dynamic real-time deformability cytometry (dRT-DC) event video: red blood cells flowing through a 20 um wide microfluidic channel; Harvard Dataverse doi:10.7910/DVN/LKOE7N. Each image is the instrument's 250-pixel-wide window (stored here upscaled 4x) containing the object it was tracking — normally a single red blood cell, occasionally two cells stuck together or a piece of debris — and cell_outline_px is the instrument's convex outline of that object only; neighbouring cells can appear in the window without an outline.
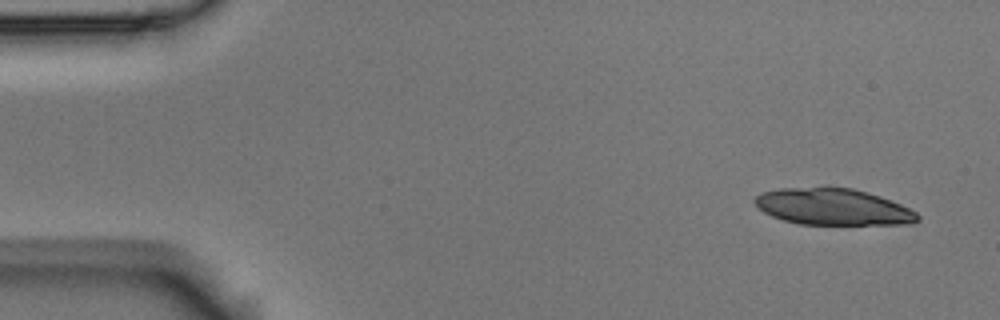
{"species": "Egyptian fruit bat (a non-hibernating species)", "species_latin": "Rousettus aegyptiacus", "temperature_condition": "room temperature", "stored_images_in_passage": 19, "camera_frame_rate_fps": 3000, "um_per_image_px": 0.085, "animal": {"sex": "male"}, "frame": {"image": 1, "passage_image": 1, "time_ms": 0.0, "image_size_px": [1000, 320], "cell_outline_px": [[920, 220], [908, 224], [800, 224], [784, 220], [772, 216], [764, 212], [752, 200], [760, 192], [780, 188], [828, 184], [852, 188], [868, 192], [880, 196], [900, 204], [916, 212], [920, 216]], "centroid_in_image_um": [70.77, 17.53], "position_along_channel_um": 14.2, "area_um2": 35.37}}